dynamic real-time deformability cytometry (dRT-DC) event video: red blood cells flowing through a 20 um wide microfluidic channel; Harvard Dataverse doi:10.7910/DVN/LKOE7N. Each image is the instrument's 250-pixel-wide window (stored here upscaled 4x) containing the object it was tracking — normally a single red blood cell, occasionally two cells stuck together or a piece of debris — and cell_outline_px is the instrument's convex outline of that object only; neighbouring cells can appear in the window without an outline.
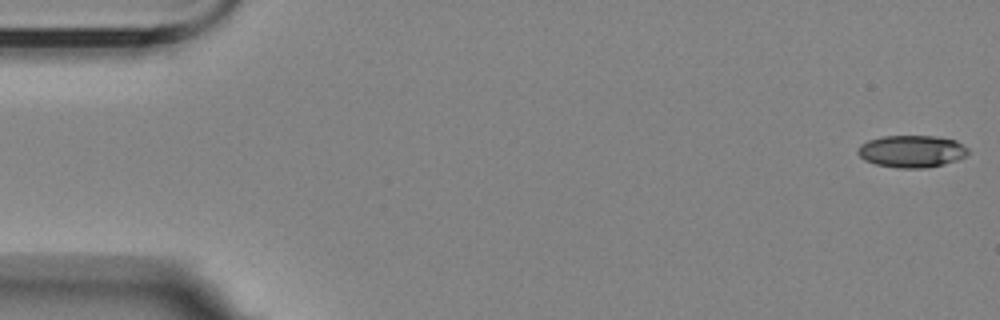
{"species": "Egyptian fruit bat (a non-hibernating species)", "species_latin": "Rousettus aegyptiacus", "temperature_condition": "room temperature", "stored_images_in_passage": 17, "camera_frame_rate_fps": 3000, "um_per_image_px": 0.085, "animal": {"sex": "female"}, "frame": {"image": 1, "passage_image": 1, "time_ms": 0.0, "image_size_px": [1000, 320], "cell_outline_px": [[968, 152], [964, 156], [956, 160], [944, 164], [924, 168], [896, 168], [876, 164], [864, 160], [856, 152], [856, 148], [860, 144], [868, 140], [880, 136], [936, 136], [956, 140], [968, 148]], "centroid_in_image_um": [77.45, 12.85], "position_along_channel_um": 7.5, "area_um2": 20.81}}
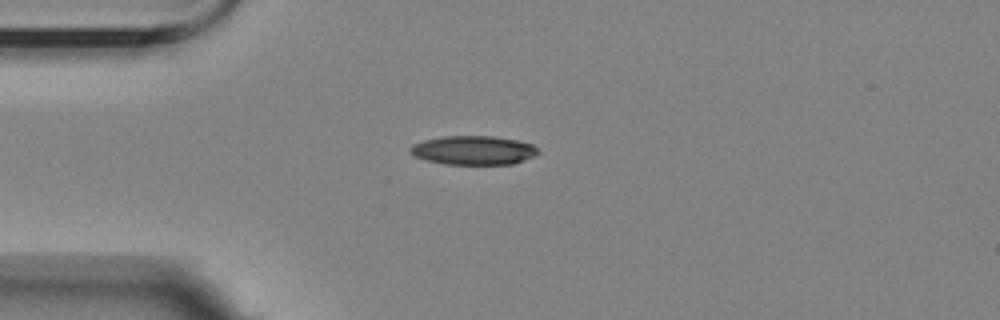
{"frame": {"image": 2, "passage_image": 14, "time_ms": 4.333, "image_size_px": [1000, 320], "cell_outline_px": [[540, 152], [524, 160], [512, 164], [444, 164], [428, 160], [416, 156], [408, 148], [412, 144], [424, 140], [444, 136], [492, 136], [516, 140], [532, 144]], "centroid_in_image_um": [40.24, 12.77], "position_along_channel_um": 44.8, "area_um2": 21.33}}